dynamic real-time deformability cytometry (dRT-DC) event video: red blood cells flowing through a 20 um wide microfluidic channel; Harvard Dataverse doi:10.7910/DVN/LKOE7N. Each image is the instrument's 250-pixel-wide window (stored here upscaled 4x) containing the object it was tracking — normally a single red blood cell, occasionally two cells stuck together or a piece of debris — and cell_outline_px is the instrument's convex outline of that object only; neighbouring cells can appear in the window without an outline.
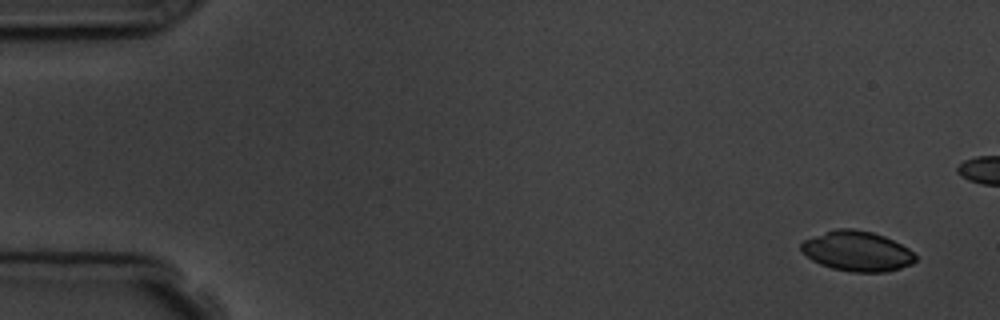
{"species": "common noctule bat (a hibernating species)", "species_latin": "Nyctalus noctula", "temperature_condition": "room temperature", "stored_images_in_passage": 7, "camera_frame_rate_fps": 3000, "um_per_image_px": 0.085, "animal": {"sex": "male", "body_mass_g": 19.5, "forearm_length_mm": 54.6}, "frame": {"image": 1, "passage_image": 1, "time_ms": 0.0, "image_size_px": [1000, 320], "cell_outline_px": [[916, 260], [912, 264], [888, 272], [852, 272], [832, 268], [820, 264], [812, 260], [800, 248], [800, 244], [804, 240], [836, 228], [852, 228], [872, 232], [884, 236], [908, 248], [916, 256]], "centroid_in_image_um": [72.86, 21.35], "position_along_channel_um": 12.1, "area_um2": 26.53}}